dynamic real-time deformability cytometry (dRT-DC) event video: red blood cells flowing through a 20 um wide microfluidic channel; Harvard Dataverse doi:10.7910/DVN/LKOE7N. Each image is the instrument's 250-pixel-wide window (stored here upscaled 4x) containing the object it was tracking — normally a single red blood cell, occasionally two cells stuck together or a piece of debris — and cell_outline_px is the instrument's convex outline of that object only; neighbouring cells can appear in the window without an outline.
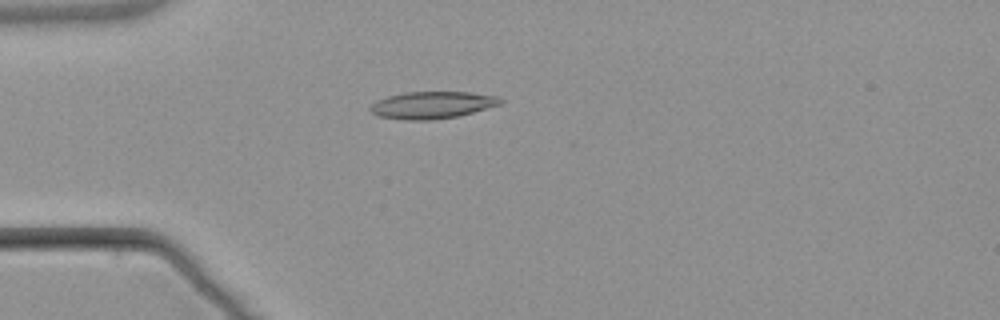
{"species": "common noctule bat (a hibernating species)", "species_latin": "Nyctalus noctula", "temperature_condition": "warm", "stored_images_in_passage": 4, "camera_frame_rate_fps": 3000, "um_per_image_px": 0.085, "animal": {"sex": "male", "body_mass_g": 21.5, "forearm_length_mm": 52.0}, "frame": {"image": 1, "passage_image": 3, "time_ms": 3.333, "image_size_px": [1000, 320], "cell_outline_px": [[504, 100], [500, 104], [460, 116], [432, 120], [404, 120], [376, 116], [368, 108], [376, 100], [388, 96], [404, 92], [468, 92], [500, 96]], "centroid_in_image_um": [36.73, 8.93], "position_along_channel_um": 48.3, "area_um2": 20.75}}